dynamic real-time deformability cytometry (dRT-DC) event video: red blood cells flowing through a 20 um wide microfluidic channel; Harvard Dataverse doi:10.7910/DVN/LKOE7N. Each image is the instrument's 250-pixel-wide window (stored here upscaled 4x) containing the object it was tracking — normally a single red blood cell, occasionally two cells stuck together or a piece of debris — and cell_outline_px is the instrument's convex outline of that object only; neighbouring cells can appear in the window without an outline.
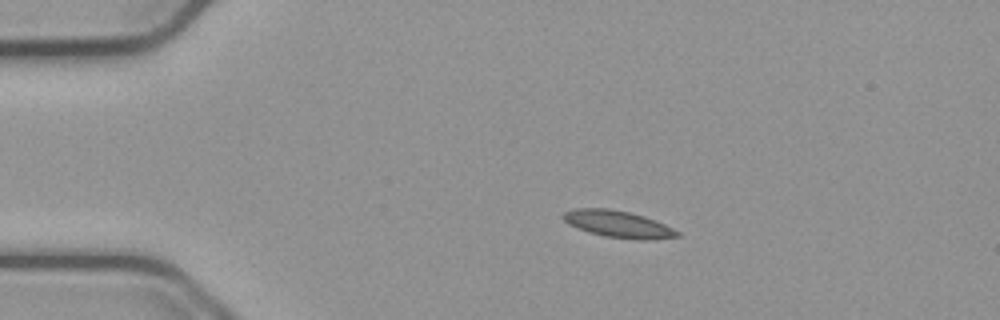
{"species": "common noctule bat (a hibernating species)", "species_latin": "Nyctalus noctula", "temperature_condition": "cold", "stored_images_in_passage": 19, "camera_frame_rate_fps": 3000, "um_per_image_px": 0.085, "animal": {"sex": "male", "body_mass_g": 23.1, "forearm_length_mm": 52.7}, "frame": {"image": 1, "passage_image": 1, "time_ms": 0.0, "image_size_px": [1000, 320], "cell_outline_px": [[680, 236], [652, 240], [636, 240], [604, 236], [588, 232], [568, 224], [560, 216], [564, 212], [572, 208], [608, 208], [628, 212], [644, 216], [664, 224], [680, 232]], "centroid_in_image_um": [52.51, 19.05], "position_along_channel_um": 32.5, "area_um2": 17.98}}